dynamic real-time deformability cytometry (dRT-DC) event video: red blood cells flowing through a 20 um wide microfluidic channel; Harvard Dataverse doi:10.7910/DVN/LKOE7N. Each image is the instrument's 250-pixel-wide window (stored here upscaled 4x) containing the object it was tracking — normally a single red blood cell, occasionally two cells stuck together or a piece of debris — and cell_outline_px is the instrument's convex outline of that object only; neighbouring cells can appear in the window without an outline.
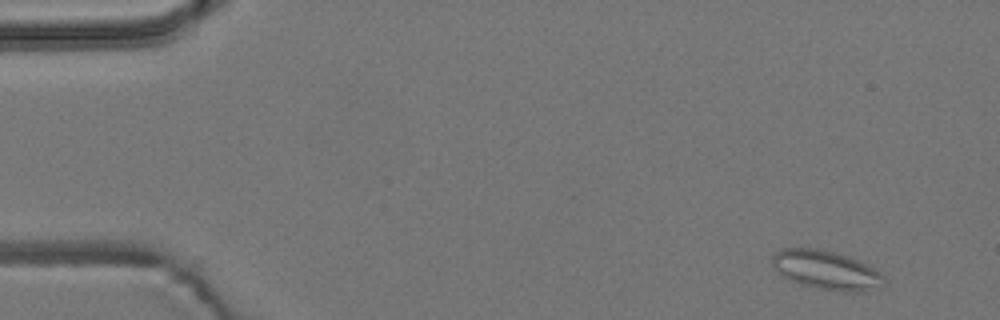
{"species": "common noctule bat (a hibernating species)", "species_latin": "Nyctalus noctula", "temperature_condition": "room temperature", "stored_images_in_passage": 5, "camera_frame_rate_fps": 3000, "um_per_image_px": 0.085, "animal": {"sex": "male", "body_mass_g": 19.2, "forearm_length_mm": 51.8}, "frame": {"image": 1, "passage_image": 2, "time_ms": 0.333, "image_size_px": [1000, 320], "cell_outline_px": [[884, 284], [864, 292], [844, 292], [816, 288], [800, 284], [788, 280], [772, 264], [772, 256], [780, 248], [816, 248], [836, 252], [848, 256], [880, 272], [884, 276]], "centroid_in_image_um": [70.22, 22.96], "position_along_channel_um": 14.8, "area_um2": 25.26}}
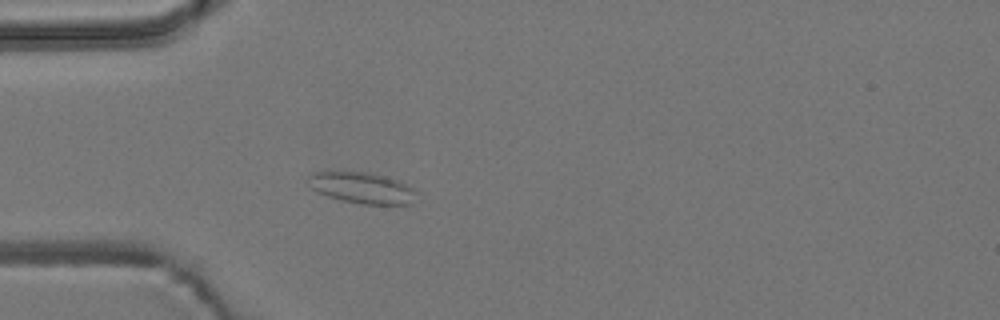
{"frame": {"image": 2, "passage_image": 5, "time_ms": 1.333, "image_size_px": [1000, 320], "cell_outline_px": [[416, 192], [412, 204], [360, 204], [340, 200], [316, 192], [312, 188], [308, 176], [312, 172], [368, 172], [400, 180], [412, 188]], "centroid_in_image_um": [30.78, 15.97], "position_along_channel_um": 54.2, "area_um2": 19.54}}